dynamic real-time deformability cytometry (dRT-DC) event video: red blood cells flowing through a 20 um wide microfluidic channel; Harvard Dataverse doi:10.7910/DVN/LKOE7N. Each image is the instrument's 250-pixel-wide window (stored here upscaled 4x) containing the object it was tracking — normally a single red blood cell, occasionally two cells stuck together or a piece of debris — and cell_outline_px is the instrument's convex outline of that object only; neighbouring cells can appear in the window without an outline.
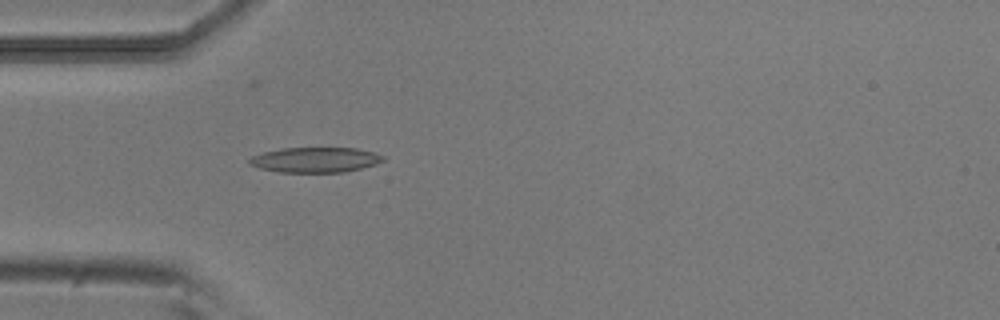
{"species": "common noctule bat (a hibernating species)", "species_latin": "Nyctalus noctula", "temperature_condition": "room temperature", "stored_images_in_passage": 51, "camera_frame_rate_fps": 3000, "um_per_image_px": 0.085, "animal": {"sex": "male", "body_mass_g": 20.5, "forearm_length_mm": 52.5}, "frame": {"image": 1, "passage_image": 14, "time_ms": 4.333, "image_size_px": [1000, 320], "cell_outline_px": [[384, 160], [376, 164], [344, 172], [280, 172], [260, 168], [248, 164], [248, 160], [252, 156], [264, 152], [280, 148], [356, 148], [376, 152], [384, 156]], "centroid_in_image_um": [26.8, 13.58], "position_along_channel_um": 58.2, "area_um2": 19.59}}
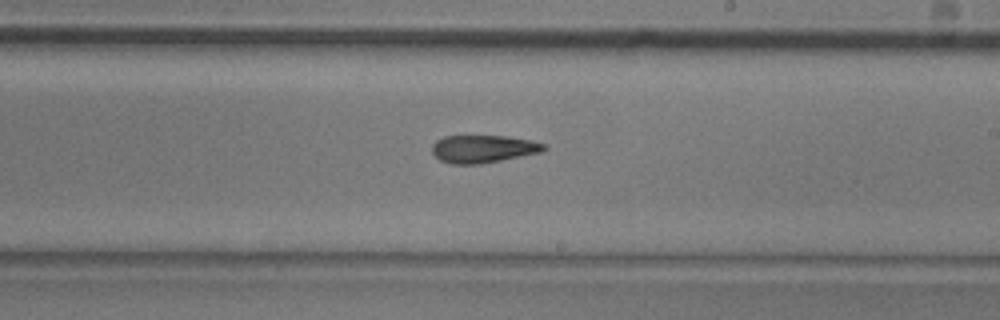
{"frame": {"image": 2, "passage_image": 29, "time_ms": 9.333, "image_size_px": [1000, 320], "cell_outline_px": [[548, 148], [540, 152], [480, 164], [452, 164], [440, 160], [432, 152], [432, 144], [436, 140], [444, 136], [508, 136], [532, 140], [544, 144]], "centroid_in_image_um": [41.05, 12.64], "position_along_channel_um": 247.9, "area_um2": 17.98}}
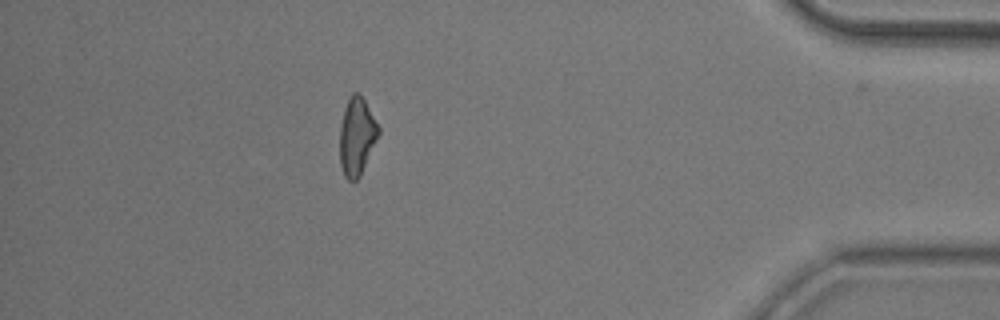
{"frame": {"image": 3, "passage_image": 45, "time_ms": 14.667, "image_size_px": [1000, 320], "cell_outline_px": [[380, 132], [360, 176], [356, 180], [348, 180], [344, 176], [340, 164], [340, 124], [344, 108], [352, 92], [360, 92], [380, 128]], "centroid_in_image_um": [30.32, 11.57], "position_along_channel_um": 404.9, "area_um2": 17.51}, "authors_computed_cell_mechanics": {"area_um2": 18.3226, "velocity_mm_per_s": 3.8292, "shape_relaxation_time_tau1_ms": null, "shape_relaxation_time_tau2_ms": 7.8809, "deformation_change_tau1": null, "deformation_change_tau2": 0.2039}}